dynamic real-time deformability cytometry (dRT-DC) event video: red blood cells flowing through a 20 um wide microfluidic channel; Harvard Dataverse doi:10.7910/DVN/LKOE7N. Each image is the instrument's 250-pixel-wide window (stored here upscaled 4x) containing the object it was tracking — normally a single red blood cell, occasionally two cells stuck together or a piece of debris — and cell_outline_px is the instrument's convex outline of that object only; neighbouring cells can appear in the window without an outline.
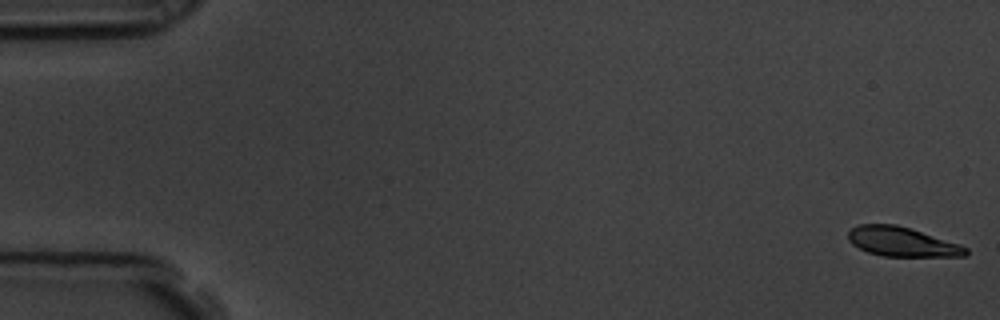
{"species": "common noctule bat (a hibernating species)", "species_latin": "Nyctalus noctula", "temperature_condition": "room temperature", "stored_images_in_passage": 59, "camera_frame_rate_fps": 3000, "um_per_image_px": 0.085, "animal": {"sex": "male", "body_mass_g": 19.5, "forearm_length_mm": 54.6}, "frame": {"image": 1, "passage_image": 1, "time_ms": 0.0, "image_size_px": [1000, 320], "cell_outline_px": [[968, 252], [964, 256], [884, 256], [868, 252], [852, 244], [848, 240], [848, 232], [852, 228], [860, 224], [896, 224], [960, 244], [968, 248]], "centroid_in_image_um": [76.66, 20.55], "position_along_channel_um": 8.3, "area_um2": 19.94}}
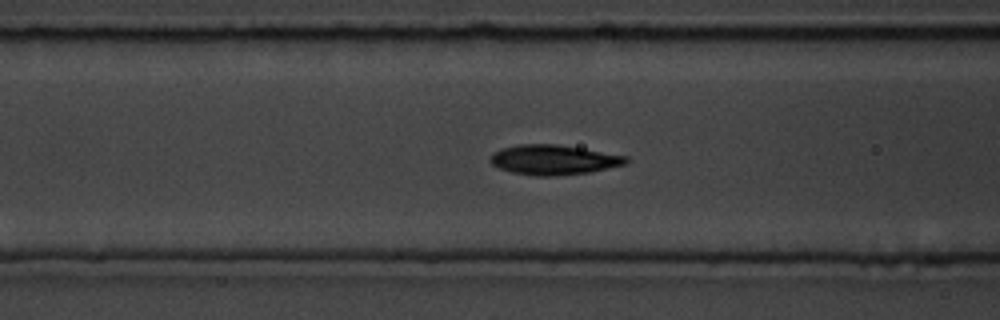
{"frame": {"image": 2, "passage_image": 23, "time_ms": 7.333, "image_size_px": [1000, 320], "cell_outline_px": [[628, 164], [588, 172], [552, 176], [536, 176], [512, 172], [500, 168], [492, 164], [488, 160], [492, 152], [500, 148], [520, 144], [556, 144], [628, 156]], "centroid_in_image_um": [47.03, 13.58], "position_along_channel_um": 119.6, "area_um2": 23.58}}
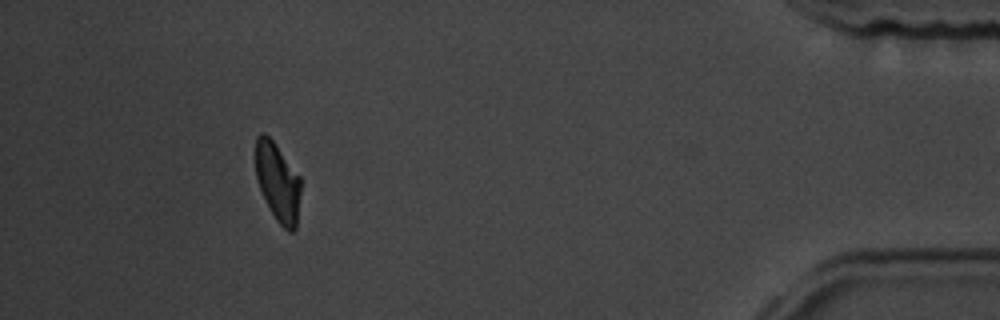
{"frame": {"image": 3, "passage_image": 53, "time_ms": 17.333, "image_size_px": [1000, 320], "cell_outline_px": [[300, 192], [296, 228], [292, 232], [288, 232], [276, 220], [260, 188], [256, 176], [256, 136], [260, 132], [264, 132], [276, 144], [300, 176]], "centroid_in_image_um": [23.61, 15.46], "position_along_channel_um": 411.6, "area_um2": 20.46}, "authors_computed_cell_mechanics": {"area_um2": 22.253, "velocity_mm_per_s": 3.5235, "shape_relaxation_time_tau1_ms": 2.4798, "shape_relaxation_time_tau2_ms": 1.8679, "deformation_change_tau1": 0.1322, "deformation_change_tau2": 0.0696}}